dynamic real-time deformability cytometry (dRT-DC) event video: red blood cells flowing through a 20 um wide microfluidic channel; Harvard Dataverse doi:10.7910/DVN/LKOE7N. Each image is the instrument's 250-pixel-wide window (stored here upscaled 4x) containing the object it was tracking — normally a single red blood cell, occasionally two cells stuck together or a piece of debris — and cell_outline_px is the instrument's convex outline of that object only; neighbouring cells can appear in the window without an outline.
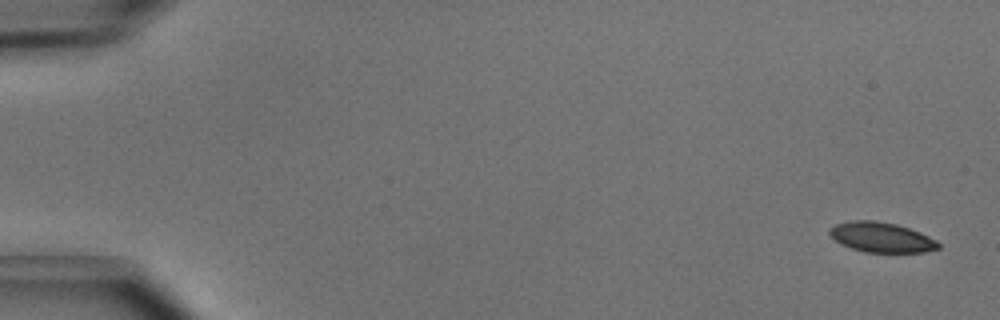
{"species": "common noctule bat (a hibernating species)", "species_latin": "Nyctalus noctula", "temperature_condition": "cold", "stored_images_in_passage": 6, "camera_frame_rate_fps": 3000, "um_per_image_px": 0.085, "animal": {"sex": "male", "body_mass_g": 15.6}, "frame": {"image": 1, "passage_image": 1, "time_ms": 0.0, "image_size_px": [1000, 320], "cell_outline_px": [[940, 248], [924, 252], [864, 252], [840, 244], [828, 232], [836, 224], [852, 220], [872, 220], [896, 224], [920, 232], [936, 240], [940, 244]], "centroid_in_image_um": [74.94, 20.17], "position_along_channel_um": 10.1, "area_um2": 18.84}}
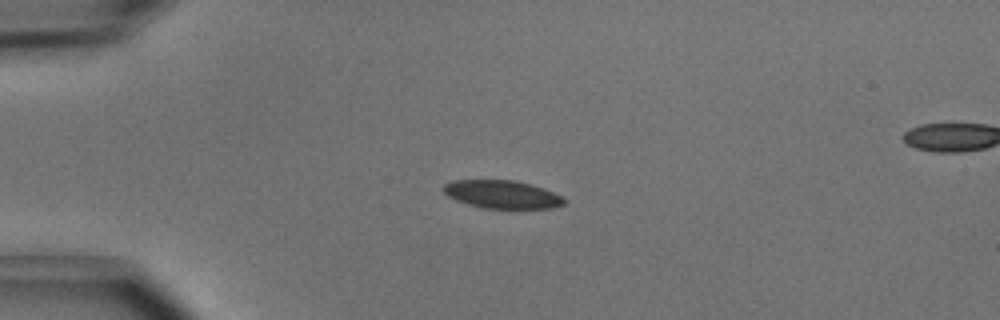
{"frame": {"image": 2, "passage_image": 4, "time_ms": 1.0, "image_size_px": [1000, 320], "cell_outline_px": [[564, 204], [552, 208], [484, 208], [468, 204], [456, 200], [448, 196], [440, 188], [444, 184], [452, 180], [512, 180], [544, 188], [560, 196], [564, 200]], "centroid_in_image_um": [42.61, 16.52], "position_along_channel_um": 42.4, "area_um2": 19.54}}